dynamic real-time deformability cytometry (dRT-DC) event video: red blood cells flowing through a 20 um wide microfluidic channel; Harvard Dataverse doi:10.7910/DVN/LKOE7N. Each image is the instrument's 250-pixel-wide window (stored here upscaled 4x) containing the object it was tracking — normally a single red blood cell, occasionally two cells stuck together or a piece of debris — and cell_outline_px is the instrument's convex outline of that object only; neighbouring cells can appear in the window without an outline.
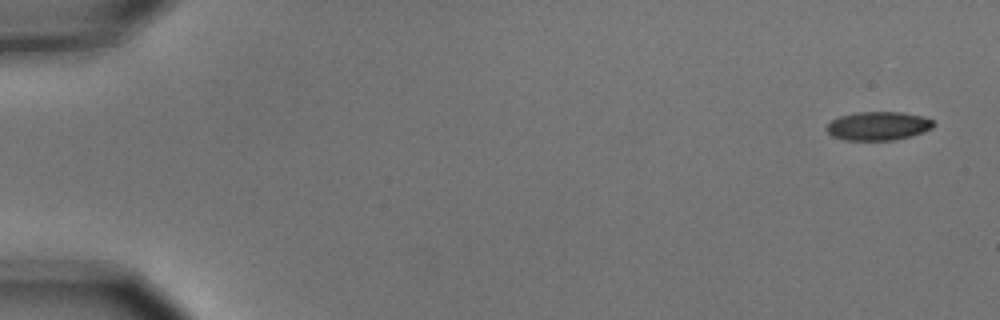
{"species": "common noctule bat (a hibernating species)", "species_latin": "Nyctalus noctula", "temperature_condition": "cold", "stored_images_in_passage": 6, "camera_frame_rate_fps": 3000, "um_per_image_px": 0.085, "animal": {"sex": "male", "body_mass_g": 15.6}, "frame": {"image": 1, "passage_image": 1, "time_ms": 0.0, "image_size_px": [1000, 320], "cell_outline_px": [[936, 124], [932, 128], [924, 132], [912, 136], [892, 140], [844, 140], [832, 136], [824, 128], [832, 120], [840, 116], [856, 112], [900, 112], [924, 116], [932, 120]], "centroid_in_image_um": [74.66, 10.7], "position_along_channel_um": 10.3, "area_um2": 17.98}}
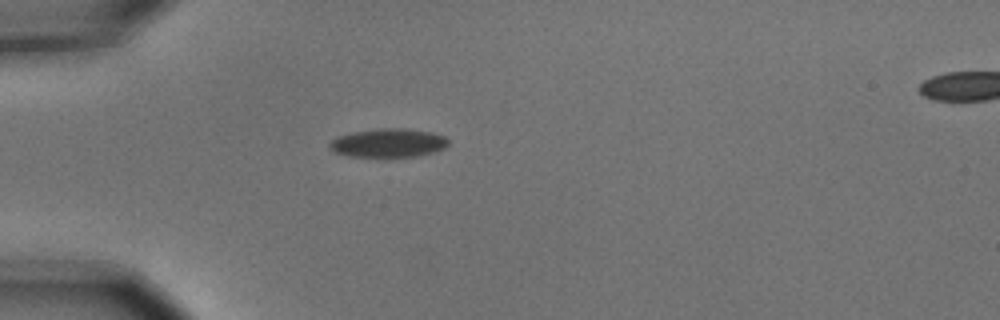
{"frame": {"image": 2, "passage_image": 5, "time_ms": 1.333, "image_size_px": [1000, 320], "cell_outline_px": [[448, 144], [444, 148], [432, 152], [416, 156], [348, 156], [332, 152], [328, 148], [328, 144], [336, 136], [352, 132], [380, 128], [400, 128], [432, 132], [444, 136], [448, 140]], "centroid_in_image_um": [32.95, 12.14], "position_along_channel_um": 52.1, "area_um2": 19.77}}